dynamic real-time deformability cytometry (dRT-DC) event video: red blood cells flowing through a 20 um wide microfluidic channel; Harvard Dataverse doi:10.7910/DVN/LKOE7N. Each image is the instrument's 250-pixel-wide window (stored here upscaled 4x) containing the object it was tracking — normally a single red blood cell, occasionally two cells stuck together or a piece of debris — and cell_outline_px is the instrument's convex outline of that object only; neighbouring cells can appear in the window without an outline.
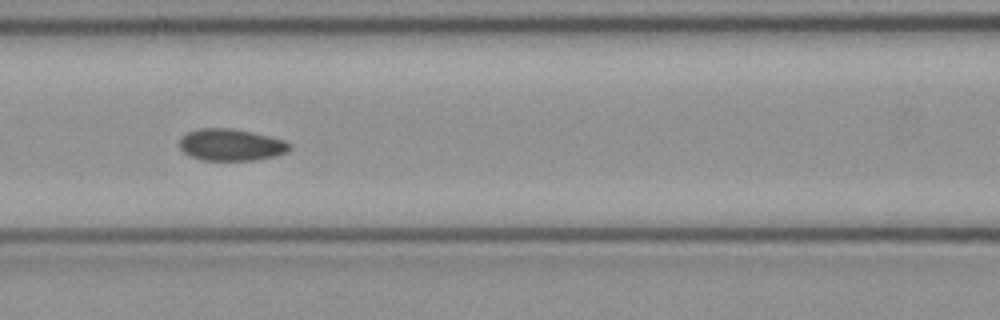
{"species": "common noctule bat (a hibernating species)", "species_latin": "Nyctalus noctula", "temperature_condition": "cold", "stored_images_in_passage": 9, "camera_frame_rate_fps": 3000, "um_per_image_px": 0.085, "animal": {"sex": "female", "body_mass_g": 21.9}, "frame": {"image": 1, "passage_image": 7, "time_ms": 2.0, "image_size_px": [1000, 320], "cell_outline_px": [[292, 148], [288, 152], [276, 156], [256, 160], [200, 160], [184, 152], [180, 148], [180, 136], [188, 132], [200, 128], [232, 128], [252, 132], [284, 140], [292, 144]], "centroid_in_image_um": [19.67, 12.31], "position_along_channel_um": 146.9, "area_um2": 20.58}}
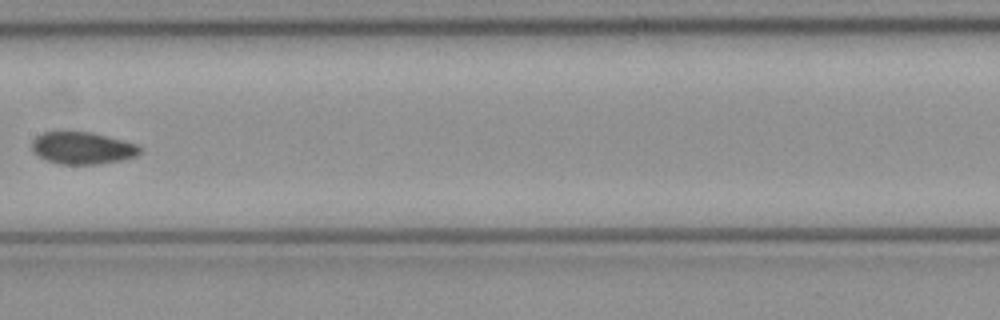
{"frame": {"image": 2, "passage_image": 8, "time_ms": 2.333, "image_size_px": [1000, 320], "cell_outline_px": [[144, 148], [136, 156], [124, 160], [96, 164], [60, 164], [48, 160], [32, 152], [32, 140], [36, 136], [44, 132], [92, 132], [136, 144]], "centroid_in_image_um": [7.02, 12.59], "position_along_channel_um": 200.4, "area_um2": 20.17}}
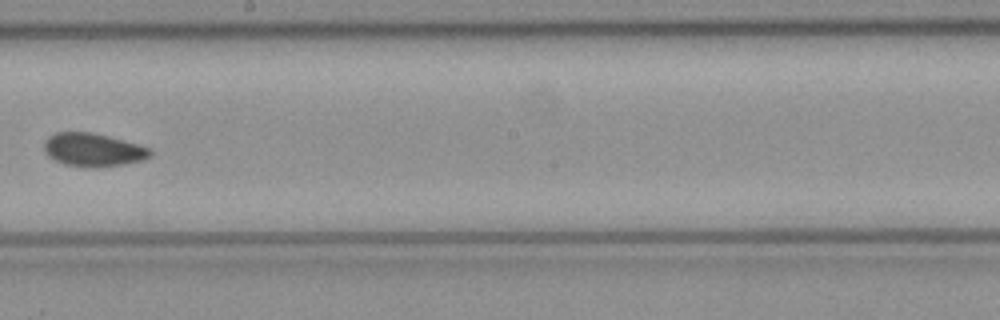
{"frame": {"image": 3, "passage_image": 9, "time_ms": 2.667, "image_size_px": [1000, 320], "cell_outline_px": [[152, 156], [144, 160], [96, 168], [88, 168], [64, 164], [48, 156], [44, 152], [44, 140], [48, 136], [56, 132], [92, 132], [140, 144], [152, 148]], "centroid_in_image_um": [7.93, 12.73], "position_along_channel_um": 240.3, "area_um2": 20.87}}